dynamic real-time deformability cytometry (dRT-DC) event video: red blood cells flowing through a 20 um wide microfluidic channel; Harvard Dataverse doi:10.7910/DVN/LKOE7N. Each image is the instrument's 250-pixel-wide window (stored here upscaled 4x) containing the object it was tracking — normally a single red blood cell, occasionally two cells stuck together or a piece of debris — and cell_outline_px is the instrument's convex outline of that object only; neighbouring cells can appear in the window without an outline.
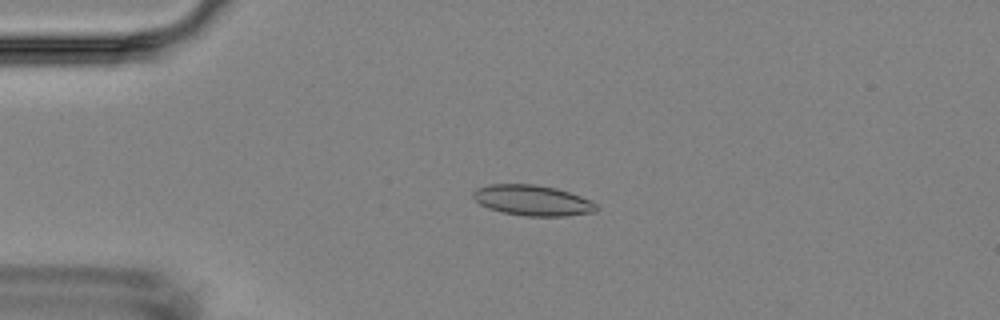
{"species": "Egyptian fruit bat (a non-hibernating species)", "species_latin": "Rousettus aegyptiacus", "temperature_condition": "room temperature", "stored_images_in_passage": 4, "camera_frame_rate_fps": 3000, "um_per_image_px": 0.085, "animal": {"sex": "female"}, "frame": {"image": 1, "passage_image": 3, "time_ms": 4.0, "image_size_px": [1000, 320], "cell_outline_px": [[600, 208], [596, 212], [564, 216], [524, 216], [500, 212], [488, 208], [480, 204], [472, 196], [472, 192], [476, 188], [488, 184], [536, 184], [556, 188], [592, 200]], "centroid_in_image_um": [45.27, 17.03], "position_along_channel_um": 39.7, "area_um2": 22.2}}